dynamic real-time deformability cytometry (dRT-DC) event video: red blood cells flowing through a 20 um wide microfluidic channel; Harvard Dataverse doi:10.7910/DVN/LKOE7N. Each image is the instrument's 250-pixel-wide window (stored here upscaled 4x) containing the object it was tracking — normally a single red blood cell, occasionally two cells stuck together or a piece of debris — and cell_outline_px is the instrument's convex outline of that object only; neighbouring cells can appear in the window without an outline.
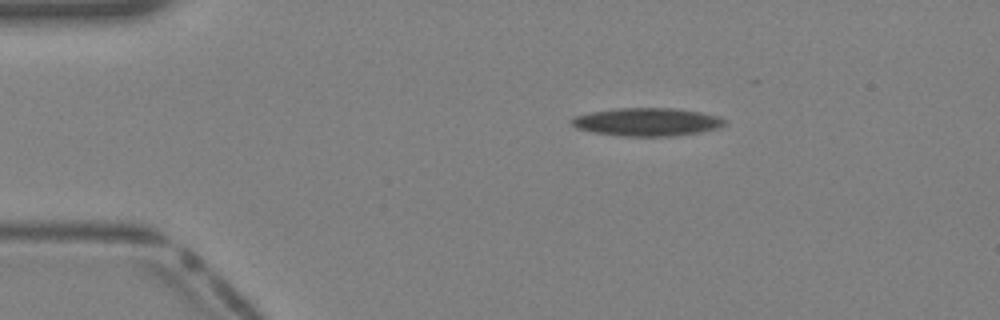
{"species": "Egyptian fruit bat (a non-hibernating species)", "species_latin": "Rousettus aegyptiacus", "temperature_condition": "warm", "stored_images_in_passage": 42, "camera_frame_rate_fps": 3000, "um_per_image_px": 0.085, "animal": {"sex": "female"}, "frame": {"image": 1, "passage_image": 8, "time_ms": 2.333, "image_size_px": [1000, 320], "cell_outline_px": [[728, 124], [720, 128], [700, 132], [676, 136], [620, 136], [592, 132], [576, 128], [568, 120], [572, 116], [592, 112], [616, 108], [676, 108], [700, 112], [720, 116], [728, 120]], "centroid_in_image_um": [55.03, 10.36], "position_along_channel_um": 30.0, "area_um2": 25.49}}
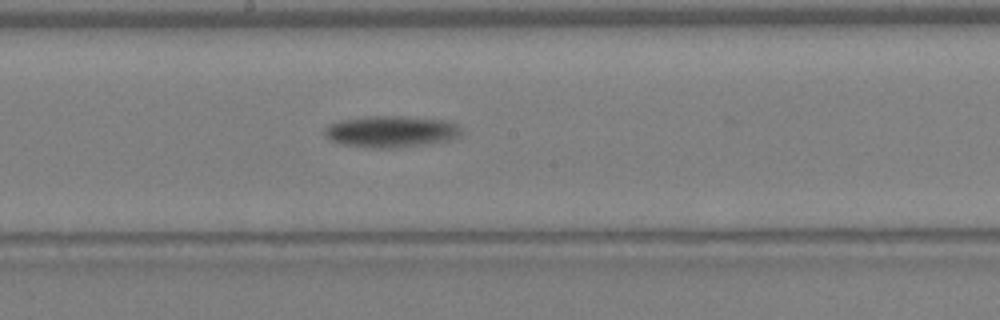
{"frame": {"image": 2, "passage_image": 23, "time_ms": 7.333, "image_size_px": [1000, 320], "cell_outline_px": [[460, 136], [448, 140], [428, 144], [388, 148], [376, 148], [344, 144], [332, 140], [324, 132], [324, 128], [328, 124], [340, 120], [372, 116], [396, 116], [444, 120], [456, 124], [460, 128]], "centroid_in_image_um": [33.24, 11.18], "position_along_channel_um": 215.0, "area_um2": 24.68}}
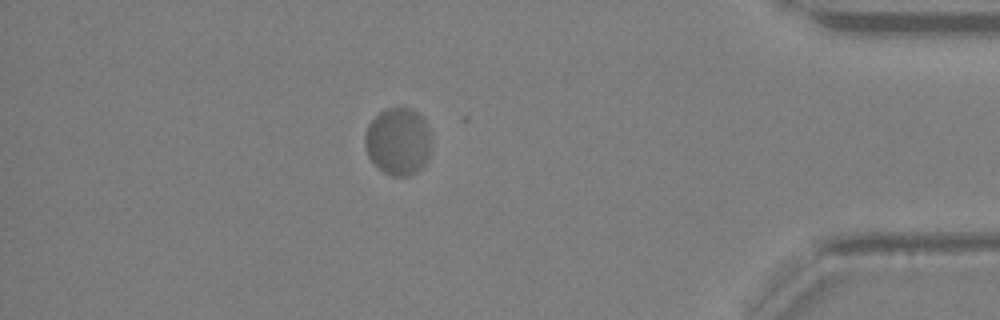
{"frame": {"image": 3, "passage_image": 37, "time_ms": 12.0, "image_size_px": [1000, 320], "cell_outline_px": [[432, 148], [424, 164], [416, 172], [408, 176], [392, 176], [376, 168], [368, 156], [364, 144], [364, 136], [368, 124], [380, 112], [388, 108], [412, 108], [428, 124], [432, 136]], "centroid_in_image_um": [33.85, 12.03], "position_along_channel_um": 401.3, "area_um2": 26.47}}